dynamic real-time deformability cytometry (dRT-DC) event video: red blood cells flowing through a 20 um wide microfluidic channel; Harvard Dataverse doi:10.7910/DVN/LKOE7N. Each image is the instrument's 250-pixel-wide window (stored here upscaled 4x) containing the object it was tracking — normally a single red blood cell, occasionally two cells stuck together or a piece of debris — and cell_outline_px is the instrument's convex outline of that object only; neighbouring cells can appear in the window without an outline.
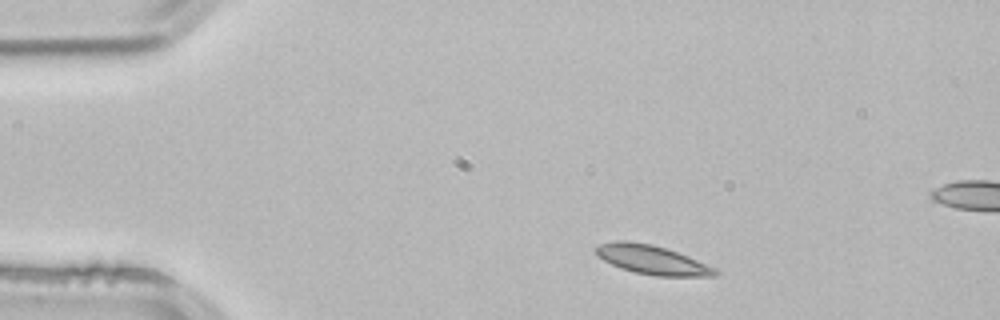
{"species": "common noctule bat (a hibernating species)", "species_latin": "Nyctalus noctula", "temperature_condition": "room temperature", "stored_images_in_passage": 2, "segment_of_instrument_passage": [1, 2], "camera_frame_rate_fps": 3000, "um_per_image_px": 0.085, "animal": {"sex": "male", "body_mass_g": 21.5, "forearm_length_mm": 52.0}, "frame": {"image": 1, "passage_image": 1, "time_ms": 0.0, "image_size_px": [1000, 320], "cell_outline_px": [[720, 272], [716, 276], [656, 276], [636, 272], [620, 268], [596, 256], [596, 248], [600, 244], [612, 240], [628, 240], [652, 244], [688, 256], [716, 268]], "centroid_in_image_um": [55.42, 22.07], "position_along_channel_um": 29.6, "area_um2": 20.17}}